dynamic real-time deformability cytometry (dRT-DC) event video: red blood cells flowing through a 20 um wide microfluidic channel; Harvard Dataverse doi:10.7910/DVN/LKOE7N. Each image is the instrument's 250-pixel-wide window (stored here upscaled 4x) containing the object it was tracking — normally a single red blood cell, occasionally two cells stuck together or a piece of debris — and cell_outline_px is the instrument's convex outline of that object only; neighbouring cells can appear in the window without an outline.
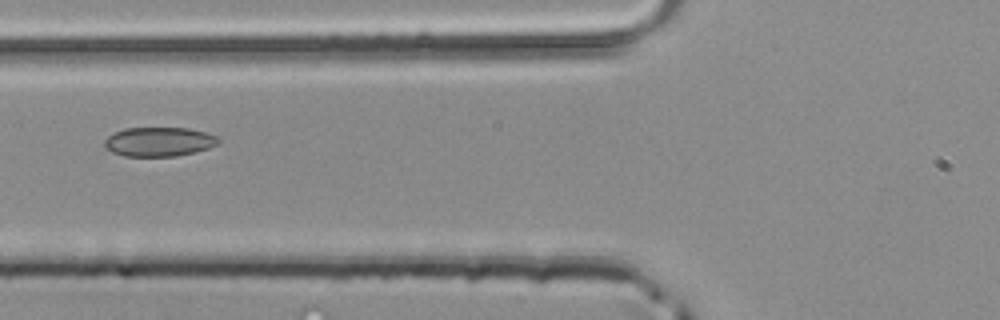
{"species": "common noctule bat (a hibernating species)", "species_latin": "Nyctalus noctula", "temperature_condition": "room temperature", "stored_images_in_passage": 18, "camera_frame_rate_fps": 3000, "um_per_image_px": 0.085, "animal": {"sex": "male", "body_mass_g": 20.4}, "frame": {"image": 1, "passage_image": 6, "time_ms": 1.667, "image_size_px": [1000, 320], "cell_outline_px": [[220, 140], [216, 144], [208, 148], [196, 152], [176, 156], [124, 156], [112, 152], [104, 148], [104, 140], [112, 132], [124, 128], [188, 128], [204, 132], [216, 136]], "centroid_in_image_um": [13.46, 12.05], "position_along_channel_um": 112.3, "area_um2": 19.48}}